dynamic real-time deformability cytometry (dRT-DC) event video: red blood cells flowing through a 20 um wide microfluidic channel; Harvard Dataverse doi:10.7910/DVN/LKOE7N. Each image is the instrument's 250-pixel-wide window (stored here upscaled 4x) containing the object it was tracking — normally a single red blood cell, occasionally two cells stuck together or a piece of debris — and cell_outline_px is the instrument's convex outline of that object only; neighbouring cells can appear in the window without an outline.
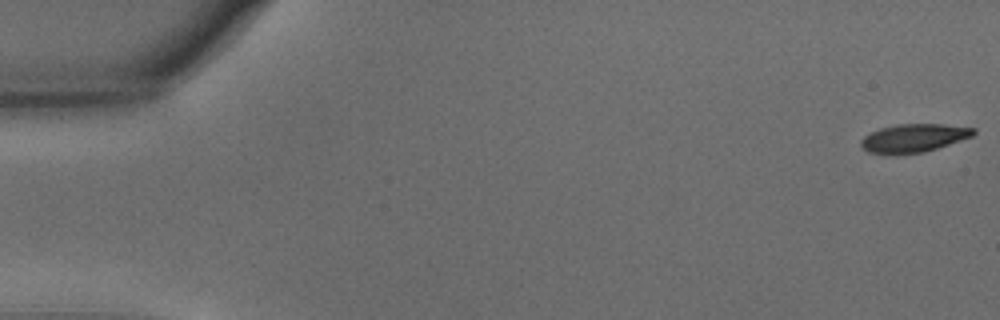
{"species": "common noctule bat (a hibernating species)", "species_latin": "Nyctalus noctula", "temperature_condition": "warm", "stored_images_in_passage": 56, "camera_frame_rate_fps": 3000, "um_per_image_px": 0.085, "animal": {"sex": "male", "body_mass_g": 15.6}, "frame": {"image": 1, "passage_image": 1, "time_ms": 0.0, "image_size_px": [1000, 320], "cell_outline_px": [[976, 132], [972, 136], [924, 152], [868, 152], [860, 144], [860, 140], [864, 136], [880, 128], [896, 124], [944, 124], [976, 128]], "centroid_in_image_um": [77.7, 11.69], "position_along_channel_um": 7.3, "area_um2": 17.92}}
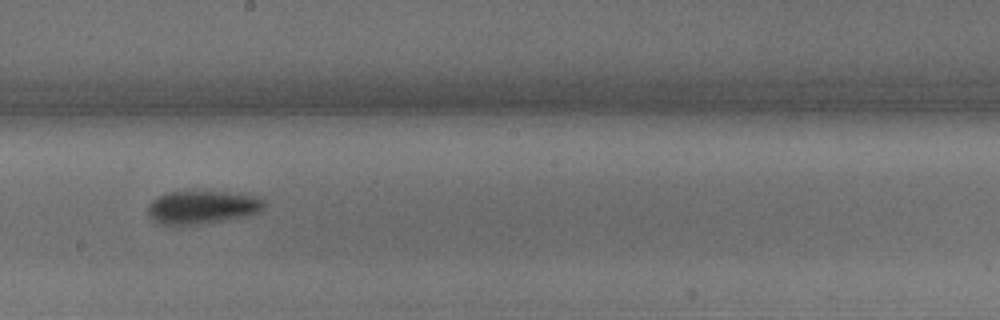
{"frame": {"image": 2, "passage_image": 32, "time_ms": 10.333, "image_size_px": [1000, 320], "cell_outline_px": [[264, 208], [256, 212], [244, 216], [204, 224], [156, 224], [152, 220], [148, 212], [148, 204], [156, 196], [168, 192], [220, 192], [252, 196], [264, 200]], "centroid_in_image_um": [17.1, 17.63], "position_along_channel_um": 231.1, "area_um2": 22.08}}
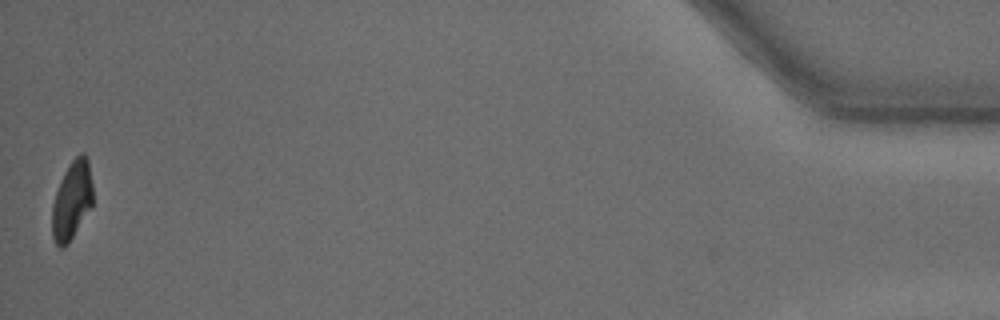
{"frame": {"image": 3, "passage_image": 56, "time_ms": 18.333, "image_size_px": [1000, 320], "cell_outline_px": [[92, 204], [68, 244], [64, 248], [60, 248], [56, 244], [52, 236], [52, 204], [60, 180], [68, 164], [80, 152], [84, 152], [88, 160], [92, 184]], "centroid_in_image_um": [6.09, 17.01], "position_along_channel_um": 429.1, "area_um2": 18.55}, "authors_computed_cell_mechanics": {"area_um2": 20.4612, "velocity_mm_per_s": 3.6126, "shape_relaxation_time_tau1_ms": 3.0274, "shape_relaxation_time_tau2_ms": 2.7536, "deformation_change_tau1": 0.1623, "deformation_change_tau2": 0.1068}}